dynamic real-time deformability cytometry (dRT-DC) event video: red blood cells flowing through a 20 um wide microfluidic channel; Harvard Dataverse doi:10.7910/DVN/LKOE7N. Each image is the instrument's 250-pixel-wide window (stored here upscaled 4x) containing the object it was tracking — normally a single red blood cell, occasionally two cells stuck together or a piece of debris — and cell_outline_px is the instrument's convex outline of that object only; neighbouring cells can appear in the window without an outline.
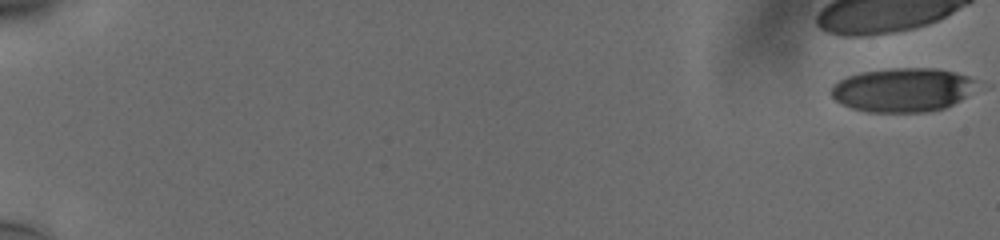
{"species": "human", "species_latin": "Homo sapiens", "temperature_condition": "cold", "stored_images_in_passage": 50, "camera_frame_rate_fps": 3000, "um_per_image_px": 0.085, "donor": {"sex": "male"}, "frame": {"image": 1, "passage_image": 1, "time_ms": 0.0, "image_size_px": [1000, 240], "cell_outline_px": [[972, 80], [964, 96], [960, 100], [944, 108], [928, 112], [868, 112], [852, 108], [840, 104], [828, 92], [832, 84], [836, 80], [860, 72], [888, 68], [936, 68], [956, 72], [968, 76]], "centroid_in_image_um": [76.57, 7.64], "position_along_channel_um": 8.4, "area_um2": 36.99}}